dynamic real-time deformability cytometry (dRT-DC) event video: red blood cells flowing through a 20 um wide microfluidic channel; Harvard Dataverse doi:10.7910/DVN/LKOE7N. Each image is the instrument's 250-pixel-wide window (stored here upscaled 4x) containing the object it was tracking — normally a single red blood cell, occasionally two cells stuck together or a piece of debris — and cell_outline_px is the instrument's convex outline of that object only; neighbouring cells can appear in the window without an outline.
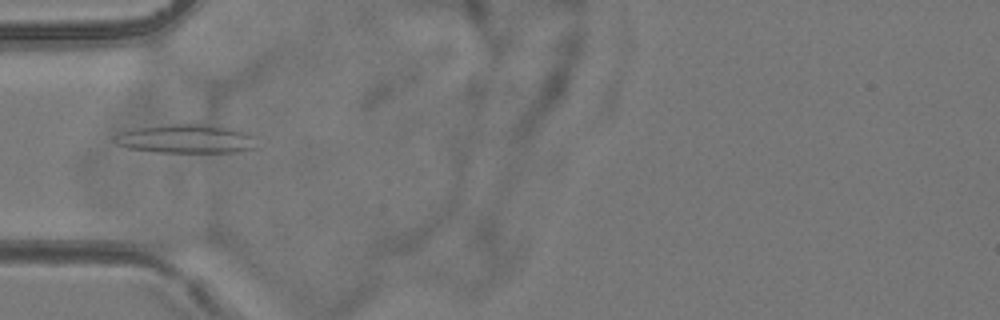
{"species": "common noctule bat (a hibernating species)", "species_latin": "Nyctalus noctula", "temperature_condition": "room temperature", "stored_images_in_passage": 4, "camera_frame_rate_fps": 3000, "um_per_image_px": 0.085, "animal": {"sex": "female", "body_mass_g": 24.6, "forearm_length_mm": 56.2}, "frame": {"image": 1, "passage_image": 4, "time_ms": 3.667, "image_size_px": [1000, 320], "cell_outline_px": [[256, 148], [236, 152], [156, 152], [128, 148], [116, 144], [112, 140], [112, 136], [120, 132], [136, 128], [172, 124], [204, 124], [232, 128], [248, 132], [256, 136]], "centroid_in_image_um": [15.84, 11.8], "position_along_channel_um": 69.2, "area_um2": 24.16}}